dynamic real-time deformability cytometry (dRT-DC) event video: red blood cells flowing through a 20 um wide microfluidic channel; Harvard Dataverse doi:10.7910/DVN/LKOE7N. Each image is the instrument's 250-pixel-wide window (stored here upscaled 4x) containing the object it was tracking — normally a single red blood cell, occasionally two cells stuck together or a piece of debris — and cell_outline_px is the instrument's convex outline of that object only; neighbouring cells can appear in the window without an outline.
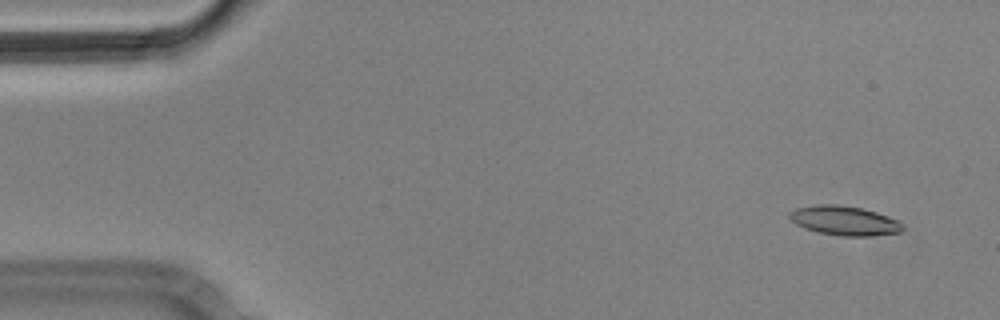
{"species": "Egyptian fruit bat (a non-hibernating species)", "species_latin": "Rousettus aegyptiacus", "temperature_condition": "cold", "stored_images_in_passage": 53, "camera_frame_rate_fps": 3000, "um_per_image_px": 0.085, "animal": {"sex": "male"}, "frame": {"image": 1, "passage_image": 1, "time_ms": 0.0, "image_size_px": [1000, 320], "cell_outline_px": [[904, 228], [900, 232], [872, 236], [840, 236], [816, 232], [804, 228], [796, 224], [788, 216], [788, 212], [796, 208], [820, 204], [836, 204], [860, 208], [876, 212], [888, 216], [904, 224]], "centroid_in_image_um": [71.76, 18.76], "position_along_channel_um": 13.2, "area_um2": 19.42}}
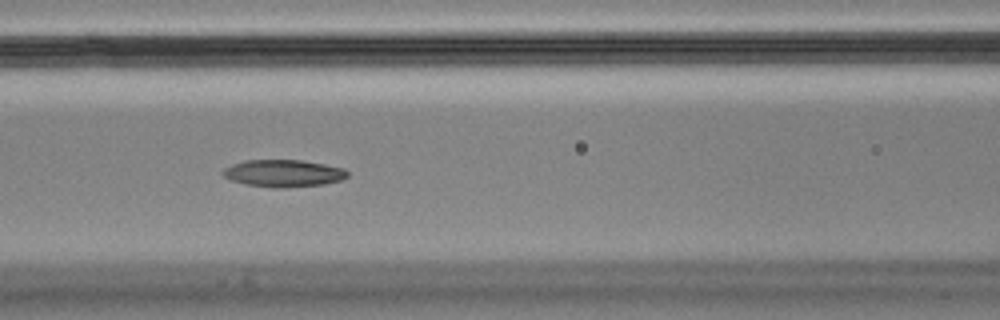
{"frame": {"image": 2, "passage_image": 21, "time_ms": 6.667, "image_size_px": [1000, 320], "cell_outline_px": [[348, 176], [340, 180], [324, 184], [288, 188], [276, 188], [244, 184], [232, 180], [224, 176], [220, 172], [224, 168], [232, 164], [244, 160], [300, 160], [324, 164], [344, 168], [348, 172]], "centroid_in_image_um": [24.07, 14.73], "position_along_channel_um": 142.5, "area_um2": 19.83}}
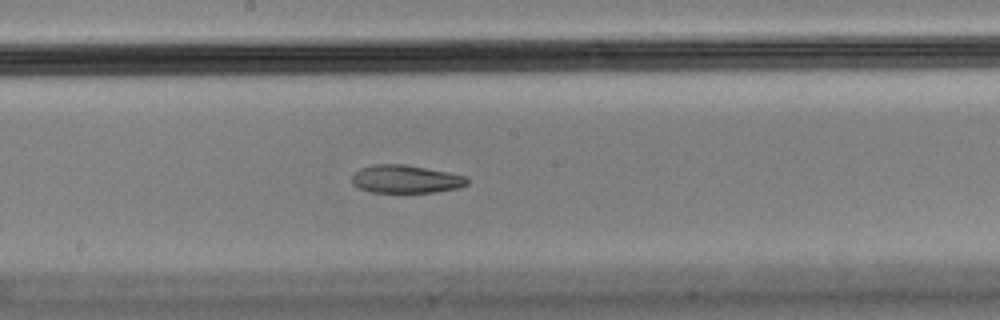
{"frame": {"image": 3, "passage_image": 27, "time_ms": 8.667, "image_size_px": [1000, 320], "cell_outline_px": [[468, 184], [456, 188], [436, 192], [372, 192], [360, 188], [352, 184], [352, 176], [360, 168], [372, 164], [404, 164], [448, 172], [468, 176]], "centroid_in_image_um": [34.49, 15.21], "position_along_channel_um": 213.7, "area_um2": 18.79}, "authors_computed_cell_mechanics": {"area_um2": 19.8832, "velocity_mm_per_s": 3.5671, "shape_relaxation_time_tau1_ms": null, "shape_relaxation_time_tau2_ms": 2.9439, "deformation_change_tau1": null, "deformation_change_tau2": 0.0956}}